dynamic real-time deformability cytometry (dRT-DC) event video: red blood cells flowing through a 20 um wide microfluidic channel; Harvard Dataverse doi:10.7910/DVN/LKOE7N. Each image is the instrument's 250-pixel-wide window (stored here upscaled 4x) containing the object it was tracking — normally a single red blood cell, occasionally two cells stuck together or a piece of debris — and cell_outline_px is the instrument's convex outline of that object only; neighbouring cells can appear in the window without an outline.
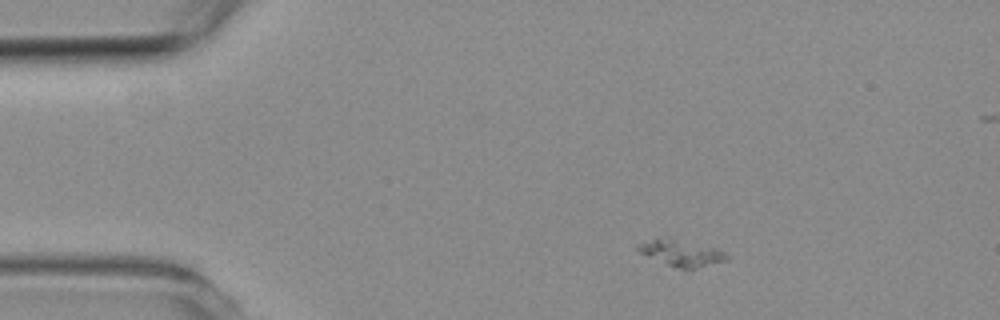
{"species": "common noctule bat (a hibernating species)", "species_latin": "Nyctalus noctula", "temperature_condition": "room temperature", "stored_images_in_passage": 3, "camera_frame_rate_fps": 3000, "um_per_image_px": 0.085, "animal": {"sex": "female", "body_mass_g": 19.3, "forearm_length_mm": 54.1}, "frame": {"image": 1, "passage_image": 1, "time_ms": 0.0, "image_size_px": [1000, 320], "cell_outline_px": [[732, 256], [728, 260], [692, 272], [684, 272], [648, 256], [640, 252], [636, 248], [636, 244], [668, 236], [716, 248]], "centroid_in_image_um": [58.01, 21.56], "position_along_channel_um": 27.0, "area_um2": 14.39}}
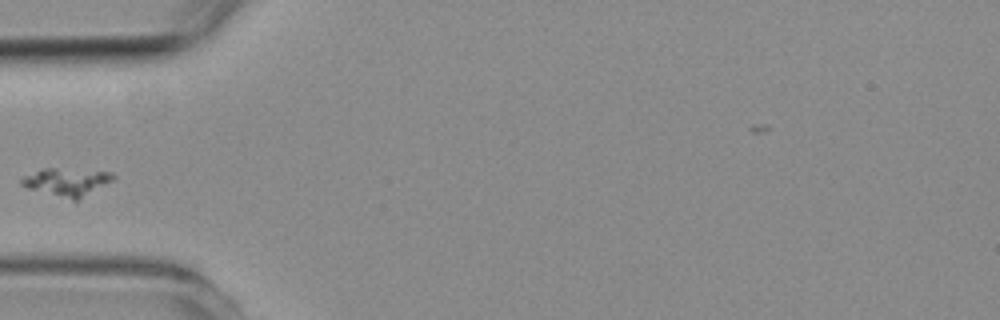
{"frame": {"image": 2, "passage_image": 3, "time_ms": 3.0, "image_size_px": [1000, 320], "cell_outline_px": [[116, 180], [76, 200], [72, 200], [28, 188], [20, 184], [20, 180], [24, 176], [40, 168], [56, 168], [112, 172], [116, 176]], "centroid_in_image_um": [5.7, 15.45], "position_along_channel_um": 79.3, "area_um2": 14.85}}